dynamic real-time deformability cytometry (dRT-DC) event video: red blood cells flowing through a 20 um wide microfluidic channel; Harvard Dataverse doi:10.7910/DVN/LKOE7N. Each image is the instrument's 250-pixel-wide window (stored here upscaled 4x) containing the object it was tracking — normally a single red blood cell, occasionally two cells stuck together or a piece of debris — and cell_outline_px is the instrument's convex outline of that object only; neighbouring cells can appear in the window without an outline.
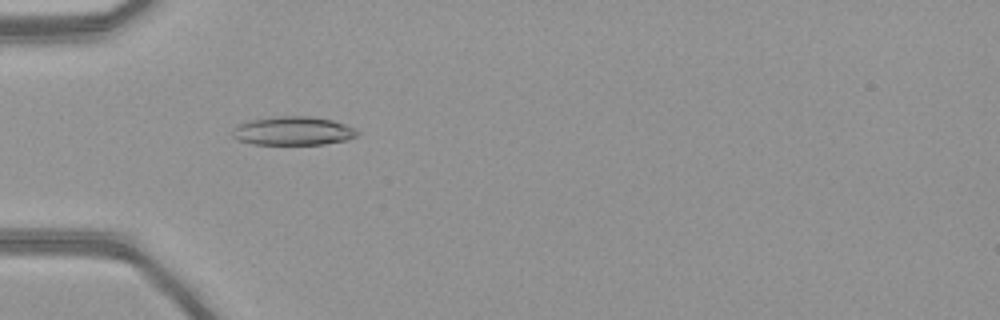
{"species": "common noctule bat (a hibernating species)", "species_latin": "Nyctalus noctula", "temperature_condition": "warm", "stored_images_in_passage": 50, "camera_frame_rate_fps": 3000, "um_per_image_px": 0.085, "animal": {"sex": "female", "body_mass_g": 21.9}, "frame": {"image": 1, "passage_image": 16, "time_ms": 5.0, "image_size_px": [1000, 320], "cell_outline_px": [[360, 132], [356, 136], [348, 140], [324, 144], [252, 144], [236, 140], [232, 136], [232, 128], [236, 124], [252, 120], [276, 116], [308, 116], [332, 120], [356, 128]], "centroid_in_image_um": [24.89, 11.13], "position_along_channel_um": 60.1, "area_um2": 21.04}}
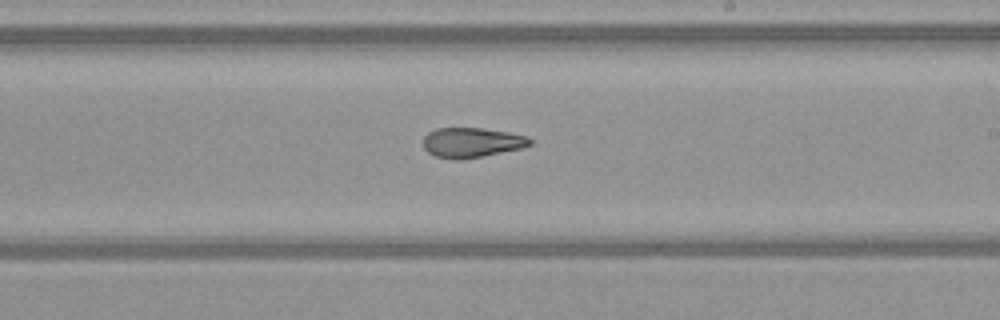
{"frame": {"image": 2, "passage_image": 30, "time_ms": 9.667, "image_size_px": [1000, 320], "cell_outline_px": [[532, 144], [524, 148], [484, 156], [460, 160], [456, 160], [436, 156], [428, 152], [424, 148], [424, 136], [428, 132], [436, 128], [480, 128], [508, 132], [528, 136], [532, 140]], "centroid_in_image_um": [40.13, 12.12], "position_along_channel_um": 248.9, "area_um2": 18.73}}
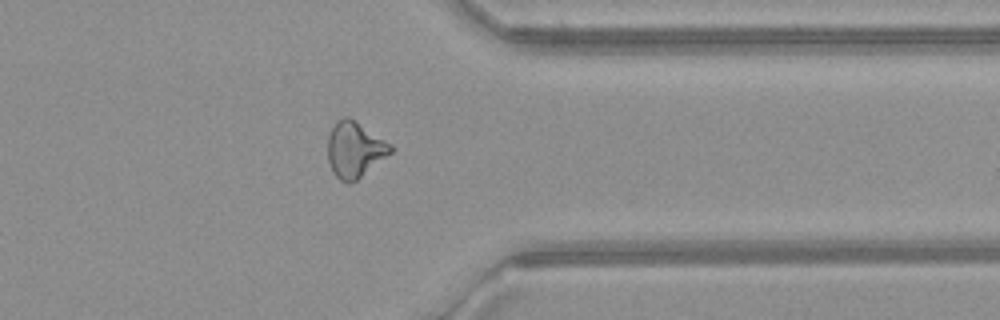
{"frame": {"image": 3, "passage_image": 40, "time_ms": 13.0, "image_size_px": [1000, 320], "cell_outline_px": [[396, 148], [392, 152], [356, 180], [348, 184], [340, 180], [332, 172], [328, 160], [328, 136], [336, 120], [344, 116], [348, 116], [392, 144]], "centroid_in_image_um": [30.15, 12.71], "position_along_channel_um": 381.3, "area_um2": 20.4}, "authors_computed_cell_mechanics": {"area_um2": 20.4323, "velocity_mm_per_s": 4.1476, "shape_relaxation_time_tau1_ms": 8.3678, "shape_relaxation_time_tau2_ms": 1.8682, "deformation_change_tau1": 0.2345, "deformation_change_tau2": 0.0991}}